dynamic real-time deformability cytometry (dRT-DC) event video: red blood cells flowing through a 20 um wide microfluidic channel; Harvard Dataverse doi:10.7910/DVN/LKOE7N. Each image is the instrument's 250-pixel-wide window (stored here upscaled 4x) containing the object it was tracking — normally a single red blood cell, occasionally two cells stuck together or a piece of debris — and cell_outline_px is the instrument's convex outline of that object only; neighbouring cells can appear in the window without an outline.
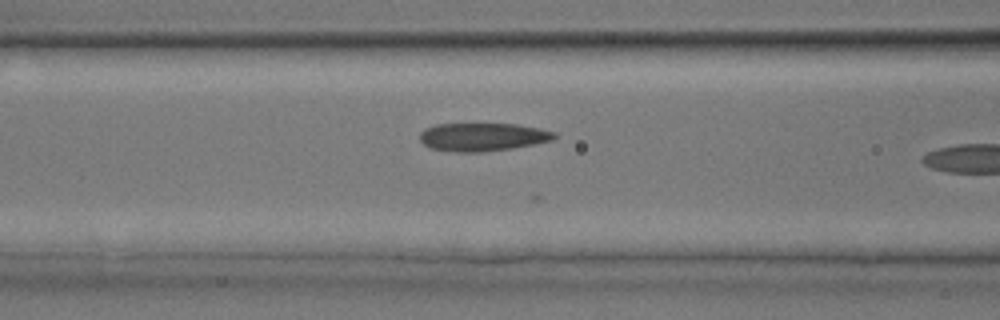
{"species": "common noctule bat (a hibernating species)", "species_latin": "Nyctalus noctula", "temperature_condition": "room temperature", "stored_images_in_passage": 6, "camera_frame_rate_fps": 3000, "um_per_image_px": 0.085, "animal": {"sex": "male", "body_mass_g": 17.9, "forearm_length_mm": 54.2}, "frame": {"image": 1, "passage_image": 3, "time_ms": 0.667, "image_size_px": [1000, 320], "cell_outline_px": [[556, 136], [552, 140], [536, 144], [512, 148], [484, 152], [452, 152], [428, 148], [420, 140], [420, 132], [424, 128], [436, 124], [516, 124], [540, 128], [556, 132]], "centroid_in_image_um": [41.01, 11.64], "position_along_channel_um": 125.6, "area_um2": 22.31}}